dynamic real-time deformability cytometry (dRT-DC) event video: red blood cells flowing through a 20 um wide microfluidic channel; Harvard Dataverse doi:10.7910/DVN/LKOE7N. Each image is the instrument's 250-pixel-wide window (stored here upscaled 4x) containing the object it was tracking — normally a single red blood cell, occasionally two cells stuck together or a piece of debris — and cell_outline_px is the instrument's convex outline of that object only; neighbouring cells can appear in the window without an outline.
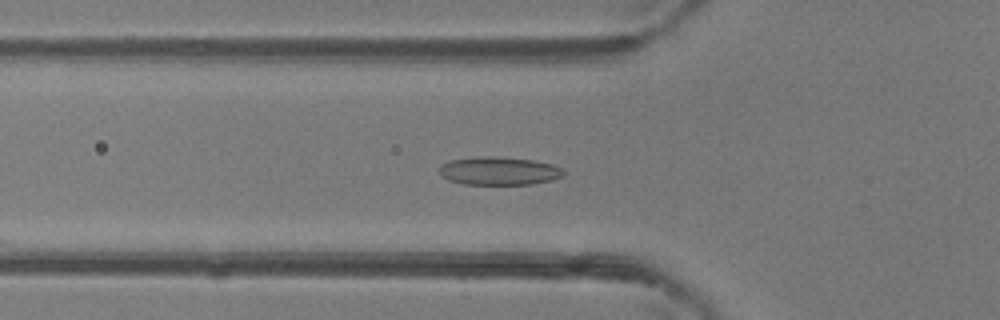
{"species": "common noctule bat (a hibernating species)", "species_latin": "Nyctalus noctula", "temperature_condition": "room temperature", "stored_images_in_passage": 49, "camera_frame_rate_fps": 3000, "um_per_image_px": 0.085, "animal": {"sex": "female"}, "frame": {"image": 1, "passage_image": 17, "time_ms": 5.333, "image_size_px": [1000, 320], "cell_outline_px": [[564, 176], [552, 180], [532, 184], [464, 184], [448, 180], [440, 176], [440, 164], [448, 160], [476, 156], [496, 156], [536, 160], [552, 164], [564, 168]], "centroid_in_image_um": [42.41, 14.51], "position_along_channel_um": 83.4, "area_um2": 20.81}}
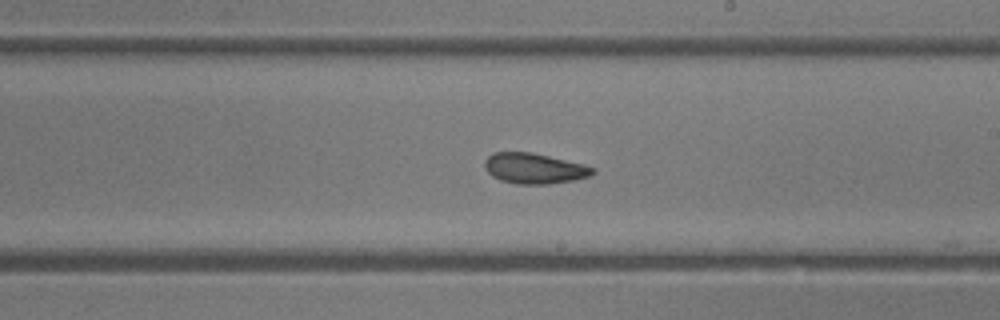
{"frame": {"image": 2, "passage_image": 28, "time_ms": 9.0, "image_size_px": [1000, 320], "cell_outline_px": [[596, 172], [588, 176], [572, 180], [548, 184], [516, 184], [500, 180], [492, 176], [484, 168], [484, 160], [492, 152], [532, 152], [584, 164], [596, 168]], "centroid_in_image_um": [45.39, 14.31], "position_along_channel_um": 243.6, "area_um2": 19.31}}
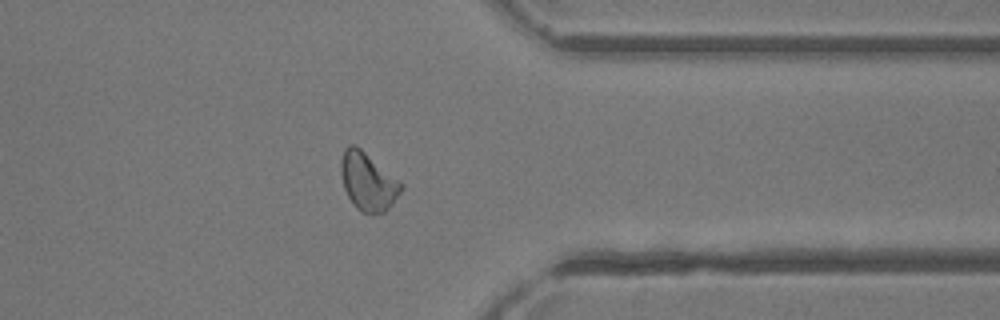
{"frame": {"image": 3, "passage_image": 38, "time_ms": 12.333, "image_size_px": [1000, 320], "cell_outline_px": [[404, 188], [392, 204], [384, 212], [364, 212], [356, 208], [348, 196], [344, 188], [340, 172], [340, 160], [344, 148], [348, 144], [356, 144], [400, 180], [404, 184]], "centroid_in_image_um": [31.27, 15.38], "position_along_channel_um": 380.1, "area_um2": 20.46}, "authors_computed_cell_mechanics": {"area_um2": 19.9988, "velocity_mm_per_s": 4.3527, "shape_relaxation_time_tau1_ms": 6.4035, "shape_relaxation_time_tau2_ms": 2.7968, "deformation_change_tau1": 0.1434, "deformation_change_tau2": 0.0894}}